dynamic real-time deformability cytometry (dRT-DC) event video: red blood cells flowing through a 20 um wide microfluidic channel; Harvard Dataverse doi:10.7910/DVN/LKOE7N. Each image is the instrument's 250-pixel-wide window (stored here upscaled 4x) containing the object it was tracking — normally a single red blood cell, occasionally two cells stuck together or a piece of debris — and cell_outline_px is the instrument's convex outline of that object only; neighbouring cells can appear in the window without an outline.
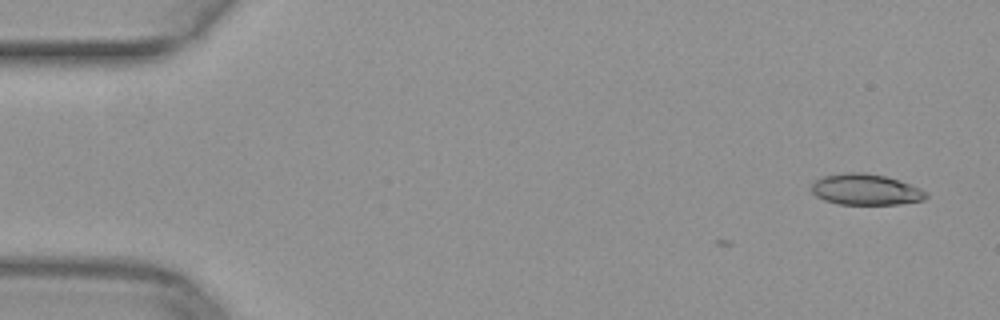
{"species": "common noctule bat (a hibernating species)", "species_latin": "Nyctalus noctula", "temperature_condition": "warm", "stored_images_in_passage": 4, "camera_frame_rate_fps": 3000, "um_per_image_px": 0.085, "animal": {"sex": "female", "body_mass_g": 29.2, "forearm_length_mm": 56.3}, "frame": {"image": 1, "passage_image": 1, "time_ms": 0.0, "image_size_px": [1000, 320], "cell_outline_px": [[928, 196], [924, 200], [900, 204], [840, 204], [824, 200], [816, 196], [812, 192], [812, 184], [816, 180], [824, 176], [844, 172], [864, 172], [884, 176], [900, 180], [920, 188]], "centroid_in_image_um": [73.58, 16.11], "position_along_channel_um": 11.4, "area_um2": 20.63}}